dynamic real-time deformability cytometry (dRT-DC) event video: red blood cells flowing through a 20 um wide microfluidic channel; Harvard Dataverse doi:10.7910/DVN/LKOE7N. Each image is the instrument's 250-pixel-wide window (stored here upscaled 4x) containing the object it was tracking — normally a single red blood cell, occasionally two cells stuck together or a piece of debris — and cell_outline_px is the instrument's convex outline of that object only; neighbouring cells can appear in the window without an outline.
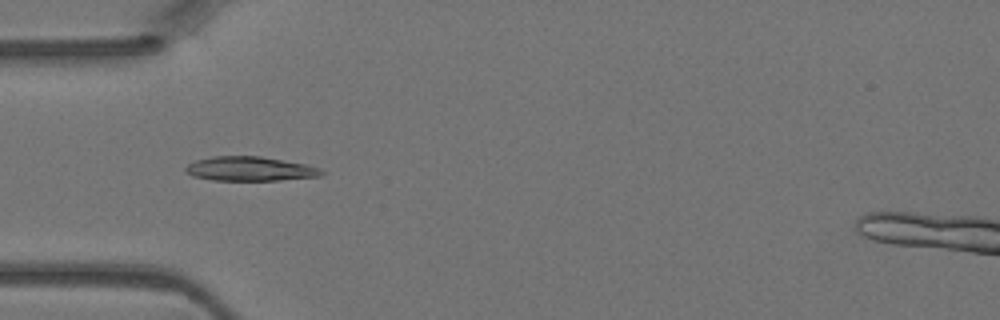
{"species": "Egyptian fruit bat (a non-hibernating species)", "species_latin": "Rousettus aegyptiacus", "temperature_condition": "warm", "stored_images_in_passage": 44, "camera_frame_rate_fps": 3000, "um_per_image_px": 0.085, "animal": {"sex": "female"}, "frame": {"image": 1, "passage_image": 13, "time_ms": 4.0, "image_size_px": [1000, 320], "cell_outline_px": [[324, 172], [320, 176], [280, 180], [212, 180], [192, 176], [184, 168], [188, 164], [196, 160], [212, 156], [260, 156], [304, 164], [320, 168]], "centroid_in_image_um": [21.22, 14.35], "position_along_channel_um": 63.8, "area_um2": 19.07}}
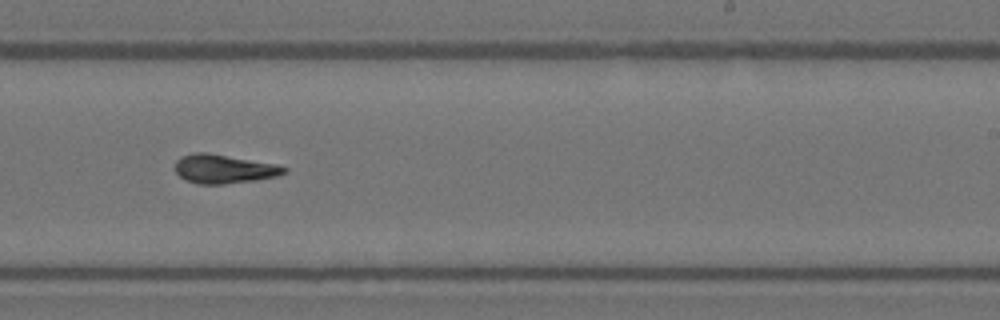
{"frame": {"image": 2, "passage_image": 27, "time_ms": 8.667, "image_size_px": [1000, 320], "cell_outline_px": [[288, 172], [276, 176], [256, 180], [224, 184], [196, 184], [180, 176], [172, 168], [176, 160], [180, 156], [192, 152], [204, 152], [276, 164], [288, 168]], "centroid_in_image_um": [18.99, 14.35], "position_along_channel_um": 270.0, "area_um2": 18.44}}
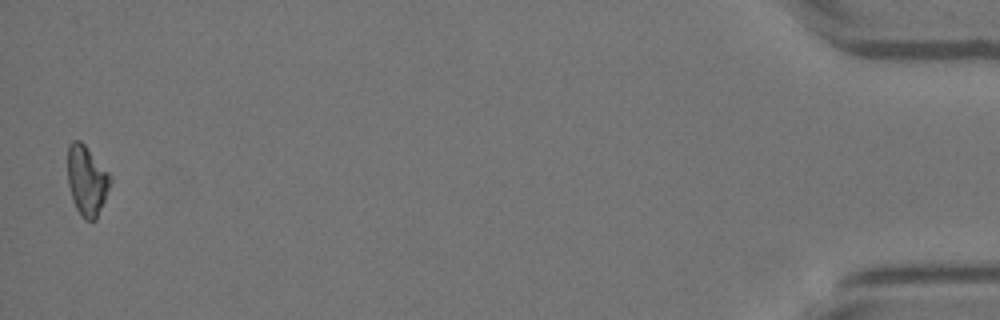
{"frame": {"image": 3, "passage_image": 44, "time_ms": 14.333, "image_size_px": [1000, 320], "cell_outline_px": [[112, 180], [96, 220], [92, 224], [84, 220], [76, 208], [68, 184], [68, 144], [72, 140], [80, 140], [84, 144], [112, 176]], "centroid_in_image_um": [7.38, 15.36], "position_along_channel_um": 427.8, "area_um2": 17.4}}